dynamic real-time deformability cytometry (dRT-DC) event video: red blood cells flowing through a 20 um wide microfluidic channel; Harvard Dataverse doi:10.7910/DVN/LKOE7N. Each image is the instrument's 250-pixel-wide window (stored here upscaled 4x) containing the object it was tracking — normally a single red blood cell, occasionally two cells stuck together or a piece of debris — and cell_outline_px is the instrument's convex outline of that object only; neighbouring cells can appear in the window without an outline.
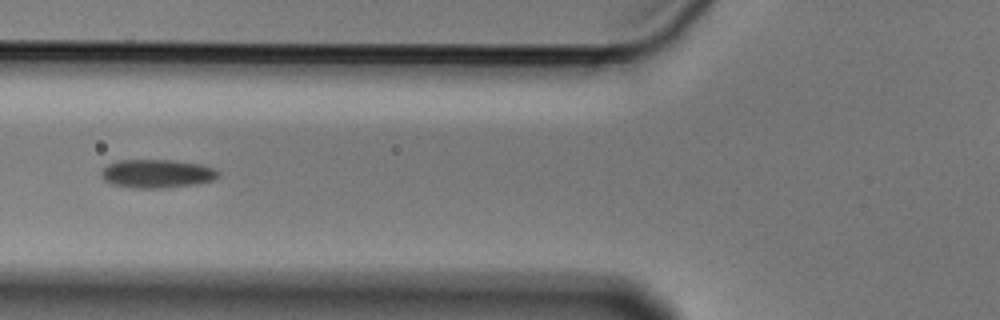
{"species": "Egyptian fruit bat (a non-hibernating species)", "species_latin": "Rousettus aegyptiacus", "temperature_condition": "cold", "stored_images_in_passage": 6, "camera_frame_rate_fps": 3000, "um_per_image_px": 0.085, "animal": {"sex": "male"}, "frame": {"image": 1, "passage_image": 5, "time_ms": 1.333, "image_size_px": [1000, 320], "cell_outline_px": [[220, 176], [212, 180], [196, 184], [160, 188], [136, 188], [112, 184], [104, 180], [100, 176], [100, 172], [108, 164], [120, 160], [172, 160], [204, 164], [216, 168], [220, 172]], "centroid_in_image_um": [13.38, 14.75], "position_along_channel_um": 112.4, "area_um2": 19.59}}
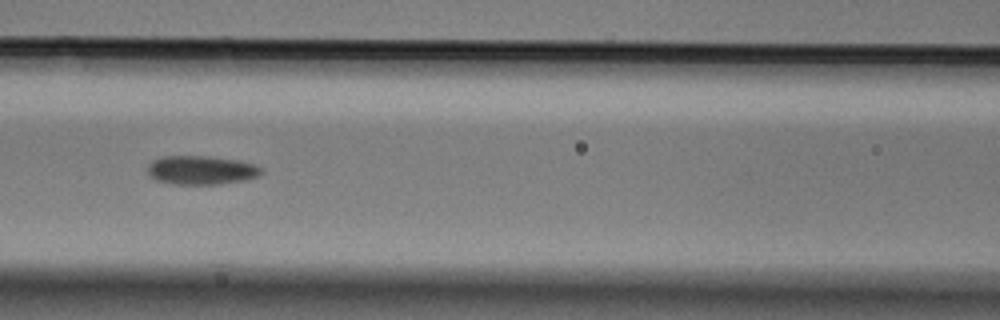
{"frame": {"image": 2, "passage_image": 6, "time_ms": 1.667, "image_size_px": [1000, 320], "cell_outline_px": [[264, 172], [256, 176], [244, 180], [216, 184], [176, 184], [156, 180], [148, 172], [148, 164], [152, 160], [160, 156], [208, 156], [240, 160], [256, 164]], "centroid_in_image_um": [17.1, 14.44], "position_along_channel_um": 149.5, "area_um2": 19.07}}